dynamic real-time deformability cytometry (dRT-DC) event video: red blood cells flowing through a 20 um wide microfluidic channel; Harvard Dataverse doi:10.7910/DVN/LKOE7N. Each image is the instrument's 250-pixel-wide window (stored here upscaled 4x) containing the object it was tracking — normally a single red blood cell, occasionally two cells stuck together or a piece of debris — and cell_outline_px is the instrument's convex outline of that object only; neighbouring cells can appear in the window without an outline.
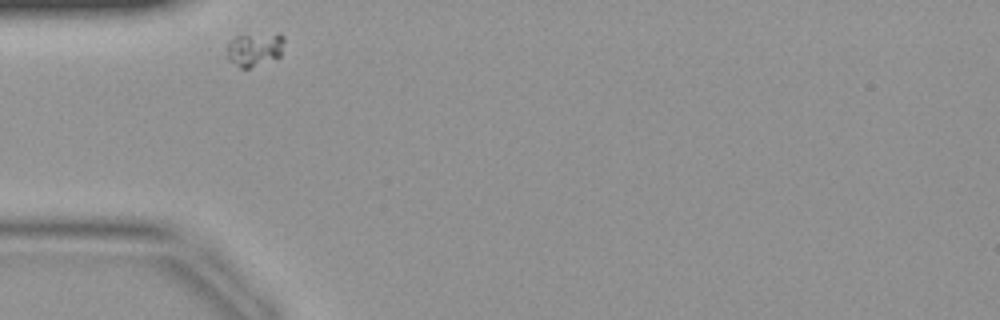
{"species": "common noctule bat (a hibernating species)", "species_latin": "Nyctalus noctula", "temperature_condition": "warm", "stored_images_in_passage": 23, "camera_frame_rate_fps": 3000, "um_per_image_px": 0.085, "animal": {"sex": "female", "body_mass_g": 19.9}, "frame": {"image": 1, "passage_image": 1, "time_ms": 0.0, "image_size_px": [1000, 320], "cell_outline_px": [[284, 40], [280, 56], [248, 68], [240, 68], [228, 60], [228, 44], [236, 36], [280, 32], [284, 36]], "centroid_in_image_um": [21.67, 4.16], "position_along_channel_um": 63.3, "area_um2": 11.1}}
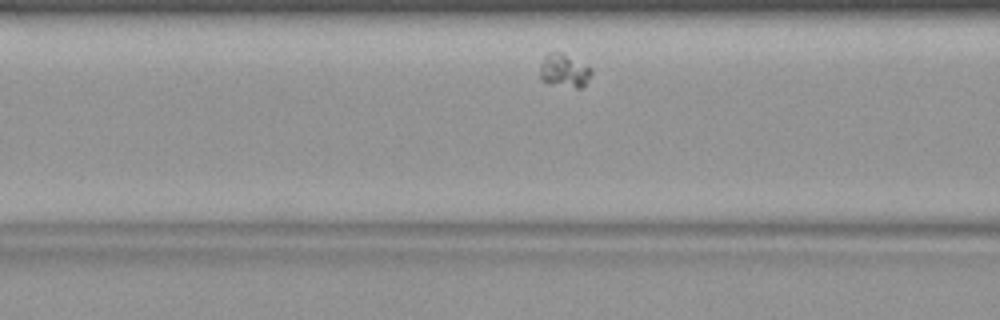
{"frame": {"image": 2, "passage_image": 5, "time_ms": 1.333, "image_size_px": [1000, 320], "cell_outline_px": [[592, 72], [584, 88], [576, 88], [548, 84], [540, 80], [540, 64], [544, 56], [548, 52], [560, 52], [592, 68]], "centroid_in_image_um": [47.93, 6.03], "position_along_channel_um": 118.7, "area_um2": 10.17}}
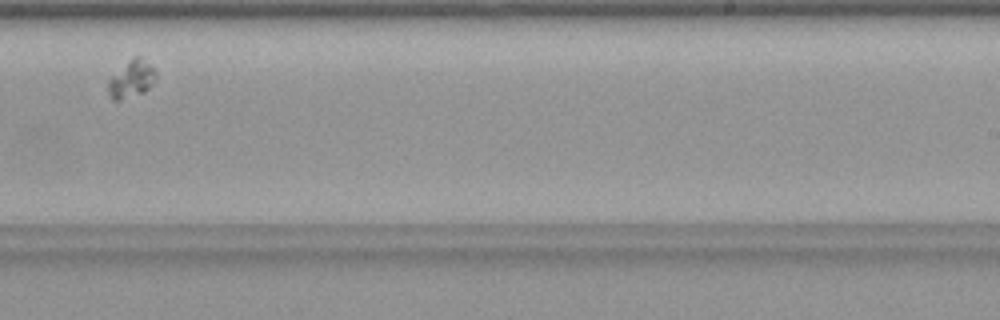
{"frame": {"image": 3, "passage_image": 16, "time_ms": 5.0, "image_size_px": [1000, 320], "cell_outline_px": [[156, 76], [152, 84], [144, 92], [120, 100], [112, 100], [108, 92], [108, 80], [132, 56], [140, 56], [156, 72]], "centroid_in_image_um": [11.15, 6.72], "position_along_channel_um": 277.8, "area_um2": 10.17}}